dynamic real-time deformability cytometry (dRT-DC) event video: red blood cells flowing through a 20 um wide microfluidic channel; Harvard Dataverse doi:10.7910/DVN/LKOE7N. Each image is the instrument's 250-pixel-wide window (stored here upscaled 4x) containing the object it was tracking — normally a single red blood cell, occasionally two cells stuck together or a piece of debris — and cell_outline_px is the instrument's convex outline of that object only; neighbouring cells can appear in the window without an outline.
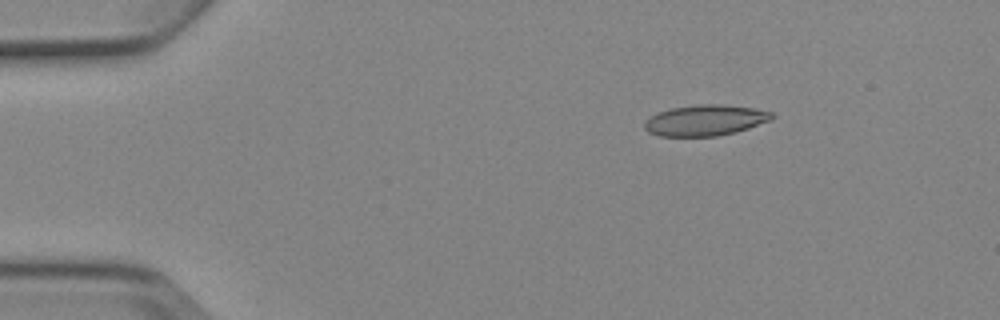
{"species": "Egyptian fruit bat (a non-hibernating species)", "species_latin": "Rousettus aegyptiacus", "temperature_condition": "cold", "stored_images_in_passage": 2, "camera_frame_rate_fps": 3000, "um_per_image_px": 0.085, "animal": {"sex": "female"}, "frame": {"image": 1, "passage_image": 1, "time_ms": 0.0, "image_size_px": [1000, 320], "cell_outline_px": [[772, 120], [736, 132], [716, 136], [660, 136], [648, 132], [644, 128], [644, 124], [652, 116], [660, 112], [672, 108], [696, 104], [724, 104], [752, 108], [772, 112]], "centroid_in_image_um": [59.96, 10.22], "position_along_channel_um": 25.0, "area_um2": 22.72}}